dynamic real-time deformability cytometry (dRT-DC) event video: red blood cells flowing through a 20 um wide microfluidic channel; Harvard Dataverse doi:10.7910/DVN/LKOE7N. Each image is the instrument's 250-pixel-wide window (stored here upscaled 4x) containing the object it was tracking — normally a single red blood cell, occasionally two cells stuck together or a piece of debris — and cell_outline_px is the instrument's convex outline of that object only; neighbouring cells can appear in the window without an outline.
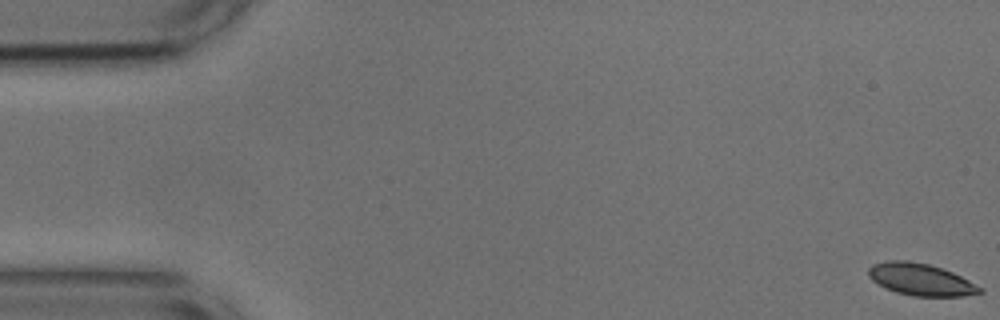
{"species": "common noctule bat (a hibernating species)", "species_latin": "Nyctalus noctula", "temperature_condition": "cold", "stored_images_in_passage": 16, "camera_frame_rate_fps": 3000, "um_per_image_px": 0.085, "animal": {"sex": "male", "body_mass_g": 17.9, "forearm_length_mm": 54.2}, "frame": {"image": 1, "passage_image": 1, "time_ms": 0.0, "image_size_px": [1000, 320], "cell_outline_px": [[984, 292], [964, 296], [912, 296], [896, 292], [884, 288], [872, 280], [868, 276], [868, 268], [872, 264], [888, 260], [908, 260], [928, 264], [952, 272], [984, 288]], "centroid_in_image_um": [78.24, 23.76], "position_along_channel_um": 6.8, "area_um2": 20.87}}
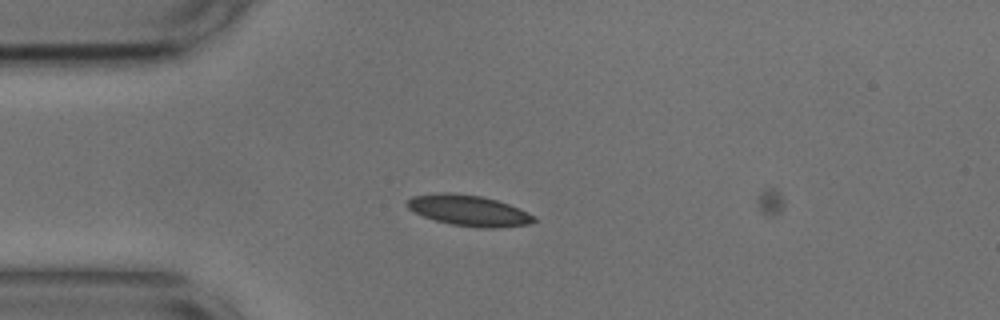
{"frame": {"image": 2, "passage_image": 14, "time_ms": 4.333, "image_size_px": [1000, 320], "cell_outline_px": [[536, 220], [528, 224], [496, 228], [484, 228], [452, 224], [436, 220], [424, 216], [408, 208], [404, 204], [412, 196], [440, 192], [448, 192], [480, 196], [496, 200], [508, 204], [536, 216]], "centroid_in_image_um": [39.83, 17.88], "position_along_channel_um": 45.2, "area_um2": 22.48}}